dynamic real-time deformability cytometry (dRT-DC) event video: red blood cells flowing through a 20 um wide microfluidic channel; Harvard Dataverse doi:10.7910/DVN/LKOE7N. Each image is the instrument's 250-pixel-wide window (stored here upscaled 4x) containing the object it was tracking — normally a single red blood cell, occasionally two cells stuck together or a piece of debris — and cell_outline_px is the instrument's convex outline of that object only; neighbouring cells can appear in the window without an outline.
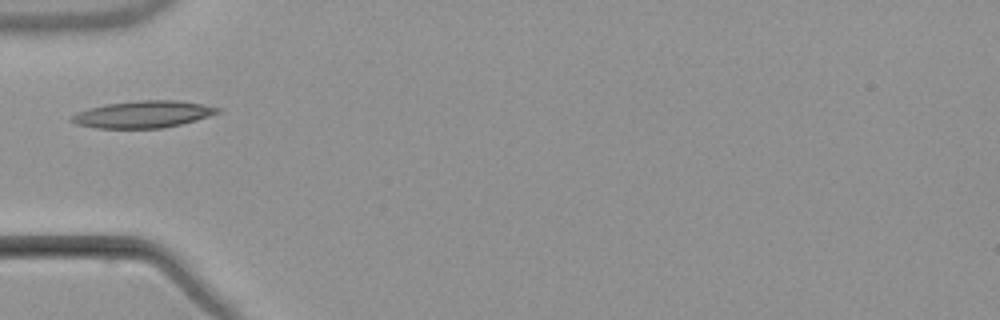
{"species": "common noctule bat (a hibernating species)", "species_latin": "Nyctalus noctula", "temperature_condition": "warm", "stored_images_in_passage": 4, "camera_frame_rate_fps": 3000, "um_per_image_px": 0.085, "animal": {"sex": "male", "body_mass_g": 21.5, "forearm_length_mm": 52.0}, "frame": {"image": 1, "passage_image": 3, "time_ms": 2.667, "image_size_px": [1000, 320], "cell_outline_px": [[224, 108], [220, 112], [196, 120], [180, 124], [160, 128], [96, 128], [76, 124], [68, 120], [76, 112], [88, 108], [104, 104], [136, 100], [176, 100]], "centroid_in_image_um": [12.13, 9.71], "position_along_channel_um": 72.9, "area_um2": 23.0}}
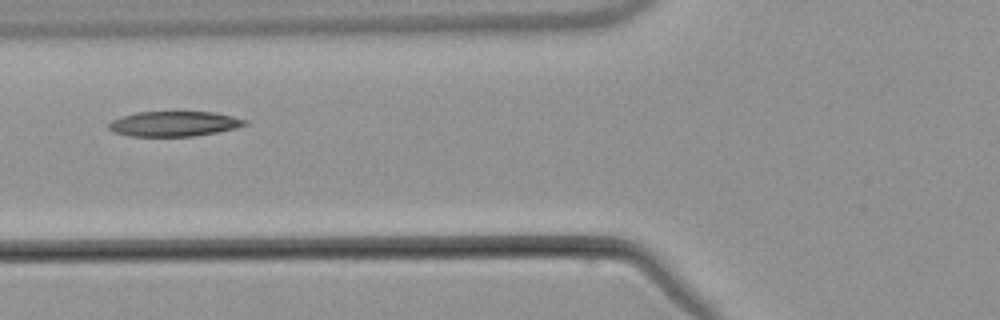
{"frame": {"image": 2, "passage_image": 4, "time_ms": 3.667, "image_size_px": [1000, 320], "cell_outline_px": [[248, 124], [236, 128], [216, 132], [192, 136], [132, 136], [112, 132], [108, 128], [108, 124], [112, 120], [136, 112], [216, 112], [248, 120]], "centroid_in_image_um": [14.81, 10.52], "position_along_channel_um": 111.0, "area_um2": 19.83}}